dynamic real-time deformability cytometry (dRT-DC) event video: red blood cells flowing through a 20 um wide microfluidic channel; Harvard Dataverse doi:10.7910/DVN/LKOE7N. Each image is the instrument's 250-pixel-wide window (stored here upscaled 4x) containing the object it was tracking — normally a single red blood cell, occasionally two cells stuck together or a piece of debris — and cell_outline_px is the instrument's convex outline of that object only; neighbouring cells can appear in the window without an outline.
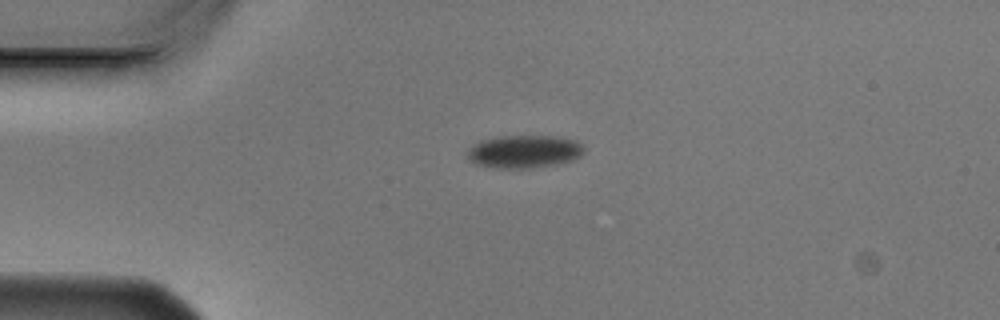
{"species": "Egyptian fruit bat (a non-hibernating species)", "species_latin": "Rousettus aegyptiacus", "temperature_condition": "cold", "stored_images_in_passage": 6, "camera_frame_rate_fps": 3000, "um_per_image_px": 0.085, "animal": {"sex": "male"}, "frame": {"image": 1, "passage_image": 1, "time_ms": 0.0, "image_size_px": [1000, 320], "cell_outline_px": [[584, 152], [580, 156], [572, 160], [556, 164], [532, 168], [496, 168], [476, 164], [468, 160], [468, 152], [472, 144], [480, 140], [496, 136], [556, 136], [576, 140], [584, 148]], "centroid_in_image_um": [44.53, 12.88], "position_along_channel_um": 40.5, "area_um2": 22.48}}
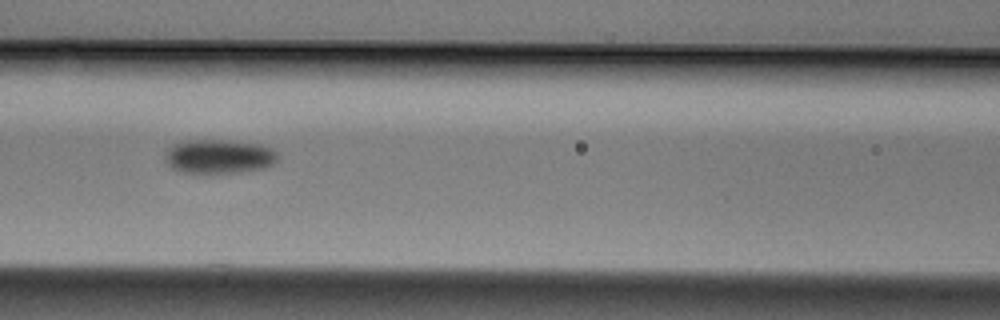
{"frame": {"image": 2, "passage_image": 4, "time_ms": 1.0, "image_size_px": [1000, 320], "cell_outline_px": [[276, 160], [272, 164], [264, 168], [244, 172], [180, 172], [172, 168], [164, 160], [164, 156], [168, 148], [172, 144], [184, 140], [228, 140], [260, 144], [272, 148], [276, 152]], "centroid_in_image_um": [18.58, 13.28], "position_along_channel_um": 148.0, "area_um2": 22.43}}
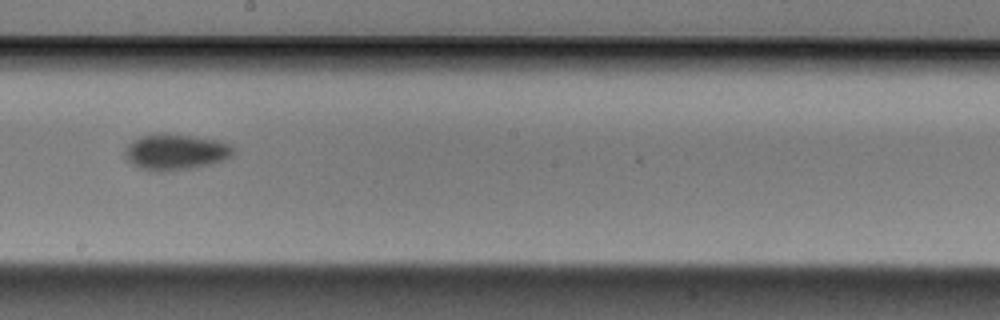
{"frame": {"image": 3, "passage_image": 6, "time_ms": 1.667, "image_size_px": [1000, 320], "cell_outline_px": [[236, 152], [232, 156], [224, 160], [212, 164], [196, 168], [164, 172], [152, 172], [140, 168], [124, 160], [124, 148], [132, 140], [144, 136], [164, 132], [192, 136], [216, 140], [228, 144]], "centroid_in_image_um": [14.88, 12.94], "position_along_channel_um": 233.3, "area_um2": 23.18}}